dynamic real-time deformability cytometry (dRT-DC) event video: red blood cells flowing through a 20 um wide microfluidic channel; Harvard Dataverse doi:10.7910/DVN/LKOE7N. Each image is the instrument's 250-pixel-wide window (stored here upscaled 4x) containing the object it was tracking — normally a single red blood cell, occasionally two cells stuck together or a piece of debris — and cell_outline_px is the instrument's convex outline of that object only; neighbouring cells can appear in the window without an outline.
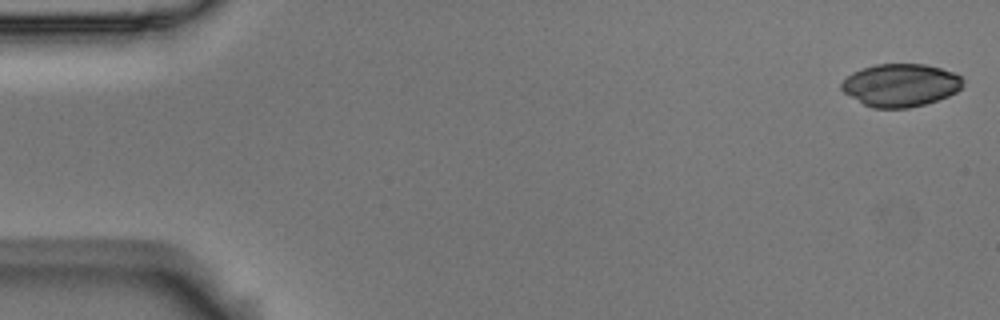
{"species": "Egyptian fruit bat (a non-hibernating species)", "species_latin": "Rousettus aegyptiacus", "temperature_condition": "room temperature", "stored_images_in_passage": 6, "segment_of_instrument_passage": [1, 2], "camera_frame_rate_fps": 3000, "um_per_image_px": 0.085, "animal": {"sex": "male"}, "frame": {"image": 1, "passage_image": 1, "time_ms": 0.0, "image_size_px": [1000, 320], "cell_outline_px": [[964, 84], [956, 92], [948, 96], [924, 104], [908, 108], [872, 108], [864, 104], [844, 92], [840, 88], [840, 84], [852, 72], [876, 64], [924, 64], [940, 68], [952, 72], [960, 76], [964, 80]], "centroid_in_image_um": [76.55, 7.24], "position_along_channel_um": 8.4, "area_um2": 30.11}}
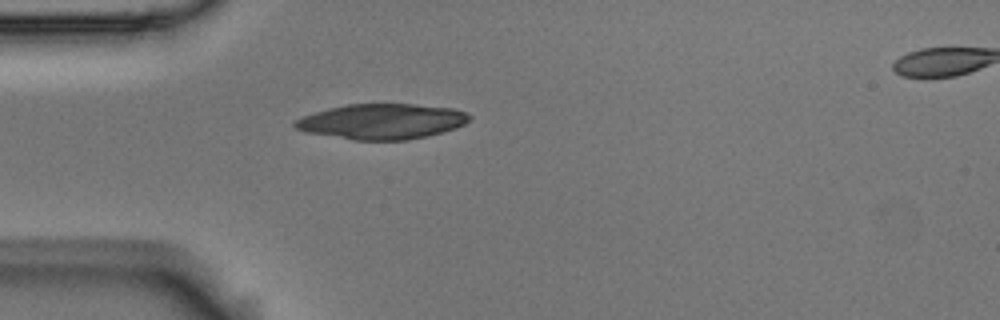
{"frame": {"image": 2, "passage_image": 5, "time_ms": 1.333, "image_size_px": [1000, 320], "cell_outline_px": [[472, 116], [464, 124], [456, 128], [428, 136], [408, 140], [356, 140], [304, 132], [296, 128], [292, 124], [296, 120], [304, 116], [328, 108], [348, 104], [416, 104], [452, 108], [468, 112]], "centroid_in_image_um": [32.49, 10.32], "position_along_channel_um": 52.5, "area_um2": 35.95}}